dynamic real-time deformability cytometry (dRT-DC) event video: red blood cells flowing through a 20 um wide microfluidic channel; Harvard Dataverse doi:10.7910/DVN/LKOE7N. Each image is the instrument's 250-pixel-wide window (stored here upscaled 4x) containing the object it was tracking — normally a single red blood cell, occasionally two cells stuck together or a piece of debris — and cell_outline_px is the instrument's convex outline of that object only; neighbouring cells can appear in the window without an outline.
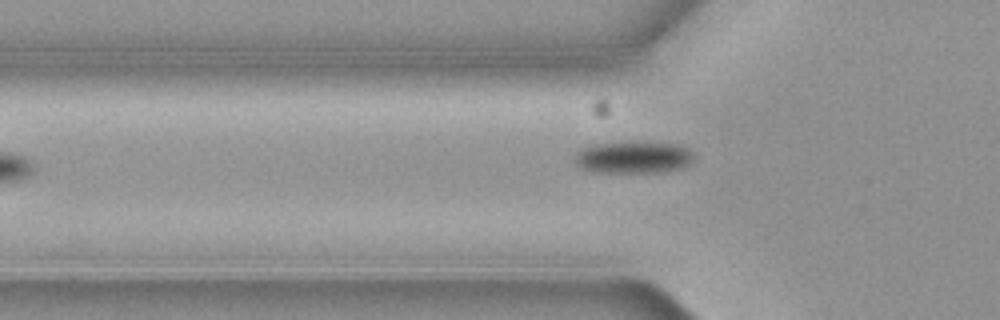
{"species": "common noctule bat (a hibernating species)", "species_latin": "Nyctalus noctula", "temperature_condition": "cold", "stored_images_in_passage": 2, "camera_frame_rate_fps": 3000, "um_per_image_px": 0.085, "animal": {"sex": "female", "body_mass_g": 19.3, "forearm_length_mm": 54.1}, "frame": {"image": 1, "passage_image": 2, "time_ms": 0.333, "image_size_px": [1000, 320], "cell_outline_px": [[692, 156], [688, 164], [680, 168], [656, 172], [596, 172], [580, 168], [572, 160], [576, 152], [580, 148], [596, 144], [628, 140], [632, 140], [680, 144], [688, 148], [692, 152]], "centroid_in_image_um": [53.77, 13.33], "position_along_channel_um": 72.0, "area_um2": 22.77}}